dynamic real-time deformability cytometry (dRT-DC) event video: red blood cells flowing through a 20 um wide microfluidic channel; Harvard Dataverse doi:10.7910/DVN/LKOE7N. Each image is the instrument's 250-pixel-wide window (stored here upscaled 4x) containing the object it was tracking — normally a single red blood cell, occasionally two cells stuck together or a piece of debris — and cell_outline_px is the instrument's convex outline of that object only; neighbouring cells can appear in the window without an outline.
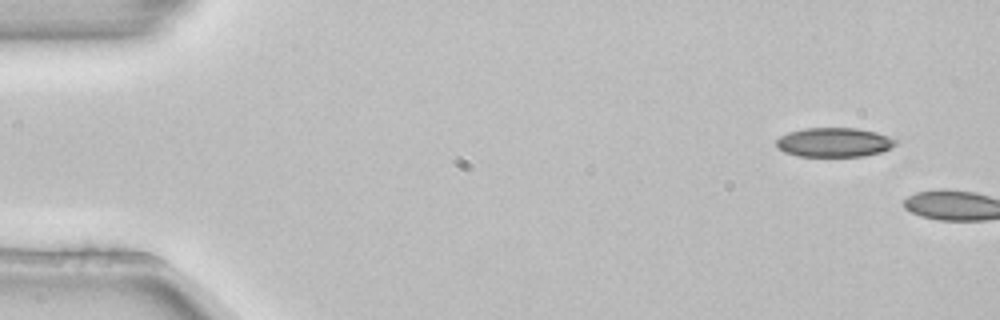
{"species": "common noctule bat (a hibernating species)", "species_latin": "Nyctalus noctula", "temperature_condition": "room temperature", "stored_images_in_passage": 2, "camera_frame_rate_fps": 3000, "um_per_image_px": 0.085, "animal": {"sex": "female", "body_mass_g": 22.7, "forearm_length_mm": 54.2}, "frame": {"image": 1, "passage_image": 1, "time_ms": 0.0, "image_size_px": [1000, 320], "cell_outline_px": [[900, 140], [896, 144], [880, 152], [864, 156], [796, 156], [784, 152], [776, 148], [776, 140], [780, 136], [788, 132], [804, 128], [856, 128], [876, 132]], "centroid_in_image_um": [70.87, 12.09], "position_along_channel_um": 14.1, "area_um2": 20.46}}